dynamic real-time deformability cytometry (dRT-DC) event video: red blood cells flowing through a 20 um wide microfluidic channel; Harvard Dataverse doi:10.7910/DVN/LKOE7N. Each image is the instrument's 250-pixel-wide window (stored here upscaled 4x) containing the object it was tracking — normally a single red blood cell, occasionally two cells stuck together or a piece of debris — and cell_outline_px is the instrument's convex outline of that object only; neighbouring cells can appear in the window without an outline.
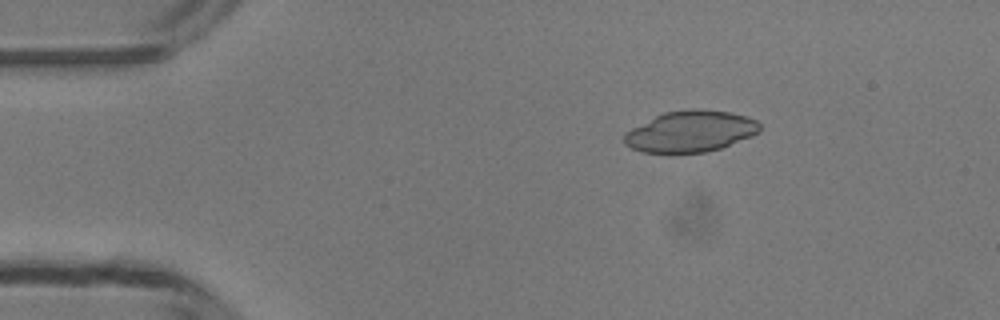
{"species": "common noctule bat (a hibernating species)", "species_latin": "Nyctalus noctula", "temperature_condition": "room temperature", "stored_images_in_passage": 10, "camera_frame_rate_fps": 3000, "um_per_image_px": 0.085, "animal": {"sex": "male", "body_mass_g": 13.3}, "frame": {"image": 1, "passage_image": 4, "time_ms": 1.0, "image_size_px": [1000, 320], "cell_outline_px": [[760, 132], [752, 136], [720, 148], [704, 152], [640, 152], [624, 144], [624, 132], [664, 112], [688, 108], [700, 108], [732, 112], [756, 120], [760, 124]], "centroid_in_image_um": [58.7, 11.15], "position_along_channel_um": 26.3, "area_um2": 32.54}}